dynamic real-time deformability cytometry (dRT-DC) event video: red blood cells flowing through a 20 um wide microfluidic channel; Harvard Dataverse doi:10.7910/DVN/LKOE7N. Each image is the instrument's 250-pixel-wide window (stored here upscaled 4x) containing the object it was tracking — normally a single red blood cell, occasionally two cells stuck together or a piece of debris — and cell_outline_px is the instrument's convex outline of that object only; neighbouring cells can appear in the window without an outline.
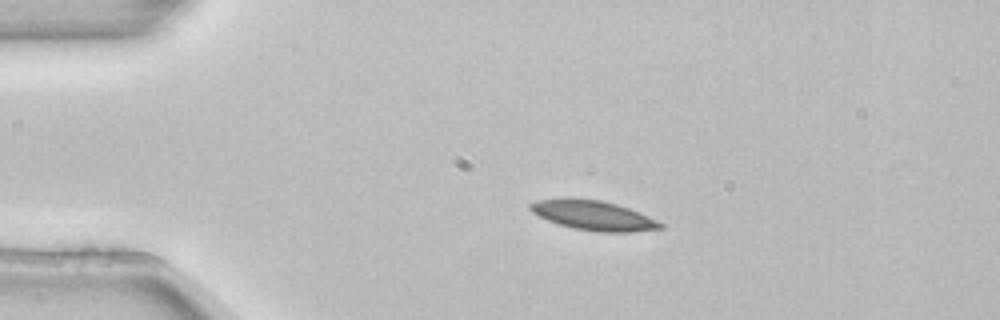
{"species": "common noctule bat (a hibernating species)", "species_latin": "Nyctalus noctula", "temperature_condition": "room temperature", "stored_images_in_passage": 2, "camera_frame_rate_fps": 3000, "um_per_image_px": 0.085, "animal": {"sex": "female", "body_mass_g": 22.7, "forearm_length_mm": 54.2}, "frame": {"image": 1, "passage_image": 1, "time_ms": 0.0, "image_size_px": [1000, 320], "cell_outline_px": [[664, 228], [632, 232], [600, 232], [572, 228], [548, 220], [532, 212], [528, 208], [528, 204], [536, 200], [572, 196], [600, 200], [616, 204], [628, 208], [656, 220], [664, 224]], "centroid_in_image_um": [50.39, 18.28], "position_along_channel_um": 34.6, "area_um2": 22.66}}